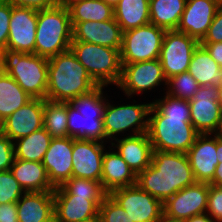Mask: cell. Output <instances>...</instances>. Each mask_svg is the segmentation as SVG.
<instances>
[{
	"label": "cell",
	"instance_id": "1",
	"mask_svg": "<svg viewBox=\"0 0 222 222\" xmlns=\"http://www.w3.org/2000/svg\"><path fill=\"white\" fill-rule=\"evenodd\" d=\"M147 135L153 150L186 154L199 135L191 124L189 102L168 94L152 102Z\"/></svg>",
	"mask_w": 222,
	"mask_h": 222
},
{
	"label": "cell",
	"instance_id": "2",
	"mask_svg": "<svg viewBox=\"0 0 222 222\" xmlns=\"http://www.w3.org/2000/svg\"><path fill=\"white\" fill-rule=\"evenodd\" d=\"M195 182L187 154L153 150L151 164L137 175L136 184L164 203Z\"/></svg>",
	"mask_w": 222,
	"mask_h": 222
},
{
	"label": "cell",
	"instance_id": "3",
	"mask_svg": "<svg viewBox=\"0 0 222 222\" xmlns=\"http://www.w3.org/2000/svg\"><path fill=\"white\" fill-rule=\"evenodd\" d=\"M97 86L71 50L48 59L47 100L69 102Z\"/></svg>",
	"mask_w": 222,
	"mask_h": 222
},
{
	"label": "cell",
	"instance_id": "4",
	"mask_svg": "<svg viewBox=\"0 0 222 222\" xmlns=\"http://www.w3.org/2000/svg\"><path fill=\"white\" fill-rule=\"evenodd\" d=\"M104 87L98 85L89 93L67 102V129L72 139L105 142L103 116L108 99L103 95Z\"/></svg>",
	"mask_w": 222,
	"mask_h": 222
},
{
	"label": "cell",
	"instance_id": "5",
	"mask_svg": "<svg viewBox=\"0 0 222 222\" xmlns=\"http://www.w3.org/2000/svg\"><path fill=\"white\" fill-rule=\"evenodd\" d=\"M0 70L10 75L33 99H46L48 59L5 49L0 53Z\"/></svg>",
	"mask_w": 222,
	"mask_h": 222
},
{
	"label": "cell",
	"instance_id": "6",
	"mask_svg": "<svg viewBox=\"0 0 222 222\" xmlns=\"http://www.w3.org/2000/svg\"><path fill=\"white\" fill-rule=\"evenodd\" d=\"M72 28L68 8L37 10L35 54L50 59L70 50Z\"/></svg>",
	"mask_w": 222,
	"mask_h": 222
},
{
	"label": "cell",
	"instance_id": "7",
	"mask_svg": "<svg viewBox=\"0 0 222 222\" xmlns=\"http://www.w3.org/2000/svg\"><path fill=\"white\" fill-rule=\"evenodd\" d=\"M70 50L97 85L119 84L122 75L120 49L72 41Z\"/></svg>",
	"mask_w": 222,
	"mask_h": 222
},
{
	"label": "cell",
	"instance_id": "8",
	"mask_svg": "<svg viewBox=\"0 0 222 222\" xmlns=\"http://www.w3.org/2000/svg\"><path fill=\"white\" fill-rule=\"evenodd\" d=\"M165 32V29L151 23L123 32L121 64L159 58Z\"/></svg>",
	"mask_w": 222,
	"mask_h": 222
},
{
	"label": "cell",
	"instance_id": "9",
	"mask_svg": "<svg viewBox=\"0 0 222 222\" xmlns=\"http://www.w3.org/2000/svg\"><path fill=\"white\" fill-rule=\"evenodd\" d=\"M152 103L115 106L107 103L103 120L106 142L117 134L131 129L132 134L147 133L149 110ZM147 117V118H146Z\"/></svg>",
	"mask_w": 222,
	"mask_h": 222
},
{
	"label": "cell",
	"instance_id": "10",
	"mask_svg": "<svg viewBox=\"0 0 222 222\" xmlns=\"http://www.w3.org/2000/svg\"><path fill=\"white\" fill-rule=\"evenodd\" d=\"M200 42L177 30H166L159 60L166 79L188 71L195 49Z\"/></svg>",
	"mask_w": 222,
	"mask_h": 222
},
{
	"label": "cell",
	"instance_id": "11",
	"mask_svg": "<svg viewBox=\"0 0 222 222\" xmlns=\"http://www.w3.org/2000/svg\"><path fill=\"white\" fill-rule=\"evenodd\" d=\"M109 195L134 222H157L163 213V203L137 184L112 190Z\"/></svg>",
	"mask_w": 222,
	"mask_h": 222
},
{
	"label": "cell",
	"instance_id": "12",
	"mask_svg": "<svg viewBox=\"0 0 222 222\" xmlns=\"http://www.w3.org/2000/svg\"><path fill=\"white\" fill-rule=\"evenodd\" d=\"M167 83L159 58L149 61L122 64V75L117 87L130 98Z\"/></svg>",
	"mask_w": 222,
	"mask_h": 222
},
{
	"label": "cell",
	"instance_id": "13",
	"mask_svg": "<svg viewBox=\"0 0 222 222\" xmlns=\"http://www.w3.org/2000/svg\"><path fill=\"white\" fill-rule=\"evenodd\" d=\"M218 87L200 86L194 97L189 100L191 124L199 134H215L222 110L219 106Z\"/></svg>",
	"mask_w": 222,
	"mask_h": 222
},
{
	"label": "cell",
	"instance_id": "14",
	"mask_svg": "<svg viewBox=\"0 0 222 222\" xmlns=\"http://www.w3.org/2000/svg\"><path fill=\"white\" fill-rule=\"evenodd\" d=\"M209 183L195 182L168 198L163 203V213L182 220L204 214L208 205Z\"/></svg>",
	"mask_w": 222,
	"mask_h": 222
},
{
	"label": "cell",
	"instance_id": "15",
	"mask_svg": "<svg viewBox=\"0 0 222 222\" xmlns=\"http://www.w3.org/2000/svg\"><path fill=\"white\" fill-rule=\"evenodd\" d=\"M37 10L12 6L6 49L35 54Z\"/></svg>",
	"mask_w": 222,
	"mask_h": 222
},
{
	"label": "cell",
	"instance_id": "16",
	"mask_svg": "<svg viewBox=\"0 0 222 222\" xmlns=\"http://www.w3.org/2000/svg\"><path fill=\"white\" fill-rule=\"evenodd\" d=\"M44 99H32L2 122V133L11 141L43 128Z\"/></svg>",
	"mask_w": 222,
	"mask_h": 222
},
{
	"label": "cell",
	"instance_id": "17",
	"mask_svg": "<svg viewBox=\"0 0 222 222\" xmlns=\"http://www.w3.org/2000/svg\"><path fill=\"white\" fill-rule=\"evenodd\" d=\"M104 147L101 142L73 139L72 177L101 181Z\"/></svg>",
	"mask_w": 222,
	"mask_h": 222
},
{
	"label": "cell",
	"instance_id": "18",
	"mask_svg": "<svg viewBox=\"0 0 222 222\" xmlns=\"http://www.w3.org/2000/svg\"><path fill=\"white\" fill-rule=\"evenodd\" d=\"M72 150L73 139L71 137L52 138L49 148L44 154L42 164L55 188L62 186L72 177Z\"/></svg>",
	"mask_w": 222,
	"mask_h": 222
},
{
	"label": "cell",
	"instance_id": "19",
	"mask_svg": "<svg viewBox=\"0 0 222 222\" xmlns=\"http://www.w3.org/2000/svg\"><path fill=\"white\" fill-rule=\"evenodd\" d=\"M199 134L187 151V156L196 182L209 183L219 163L217 157V136Z\"/></svg>",
	"mask_w": 222,
	"mask_h": 222
},
{
	"label": "cell",
	"instance_id": "20",
	"mask_svg": "<svg viewBox=\"0 0 222 222\" xmlns=\"http://www.w3.org/2000/svg\"><path fill=\"white\" fill-rule=\"evenodd\" d=\"M218 9V0H187L176 30L200 42L206 35Z\"/></svg>",
	"mask_w": 222,
	"mask_h": 222
},
{
	"label": "cell",
	"instance_id": "21",
	"mask_svg": "<svg viewBox=\"0 0 222 222\" xmlns=\"http://www.w3.org/2000/svg\"><path fill=\"white\" fill-rule=\"evenodd\" d=\"M71 24L73 27L72 41L121 49L123 32L115 18L107 21H85Z\"/></svg>",
	"mask_w": 222,
	"mask_h": 222
},
{
	"label": "cell",
	"instance_id": "22",
	"mask_svg": "<svg viewBox=\"0 0 222 222\" xmlns=\"http://www.w3.org/2000/svg\"><path fill=\"white\" fill-rule=\"evenodd\" d=\"M114 140L117 144L111 142V146L118 149L116 152L136 175L150 166L153 148L147 133L131 134L122 139L116 138Z\"/></svg>",
	"mask_w": 222,
	"mask_h": 222
},
{
	"label": "cell",
	"instance_id": "23",
	"mask_svg": "<svg viewBox=\"0 0 222 222\" xmlns=\"http://www.w3.org/2000/svg\"><path fill=\"white\" fill-rule=\"evenodd\" d=\"M10 172L25 192L54 191L42 162L14 159Z\"/></svg>",
	"mask_w": 222,
	"mask_h": 222
},
{
	"label": "cell",
	"instance_id": "24",
	"mask_svg": "<svg viewBox=\"0 0 222 222\" xmlns=\"http://www.w3.org/2000/svg\"><path fill=\"white\" fill-rule=\"evenodd\" d=\"M101 183L110 193L121 187L136 185L137 175L127 165L123 158L115 151L104 152Z\"/></svg>",
	"mask_w": 222,
	"mask_h": 222
},
{
	"label": "cell",
	"instance_id": "25",
	"mask_svg": "<svg viewBox=\"0 0 222 222\" xmlns=\"http://www.w3.org/2000/svg\"><path fill=\"white\" fill-rule=\"evenodd\" d=\"M16 203L22 222H43L54 214L53 191L25 192Z\"/></svg>",
	"mask_w": 222,
	"mask_h": 222
},
{
	"label": "cell",
	"instance_id": "26",
	"mask_svg": "<svg viewBox=\"0 0 222 222\" xmlns=\"http://www.w3.org/2000/svg\"><path fill=\"white\" fill-rule=\"evenodd\" d=\"M99 208L88 197L54 195V214L58 222H80L98 216Z\"/></svg>",
	"mask_w": 222,
	"mask_h": 222
},
{
	"label": "cell",
	"instance_id": "27",
	"mask_svg": "<svg viewBox=\"0 0 222 222\" xmlns=\"http://www.w3.org/2000/svg\"><path fill=\"white\" fill-rule=\"evenodd\" d=\"M188 72L200 86L220 87L222 85V68L202 45L195 49Z\"/></svg>",
	"mask_w": 222,
	"mask_h": 222
},
{
	"label": "cell",
	"instance_id": "28",
	"mask_svg": "<svg viewBox=\"0 0 222 222\" xmlns=\"http://www.w3.org/2000/svg\"><path fill=\"white\" fill-rule=\"evenodd\" d=\"M150 0H120L114 8V18L122 32L150 23Z\"/></svg>",
	"mask_w": 222,
	"mask_h": 222
},
{
	"label": "cell",
	"instance_id": "29",
	"mask_svg": "<svg viewBox=\"0 0 222 222\" xmlns=\"http://www.w3.org/2000/svg\"><path fill=\"white\" fill-rule=\"evenodd\" d=\"M187 0H150V23L165 30H176Z\"/></svg>",
	"mask_w": 222,
	"mask_h": 222
},
{
	"label": "cell",
	"instance_id": "30",
	"mask_svg": "<svg viewBox=\"0 0 222 222\" xmlns=\"http://www.w3.org/2000/svg\"><path fill=\"white\" fill-rule=\"evenodd\" d=\"M32 99L10 75L0 70L1 122Z\"/></svg>",
	"mask_w": 222,
	"mask_h": 222
},
{
	"label": "cell",
	"instance_id": "31",
	"mask_svg": "<svg viewBox=\"0 0 222 222\" xmlns=\"http://www.w3.org/2000/svg\"><path fill=\"white\" fill-rule=\"evenodd\" d=\"M51 139V135L41 128L26 137L15 140L13 142L15 159L42 162Z\"/></svg>",
	"mask_w": 222,
	"mask_h": 222
},
{
	"label": "cell",
	"instance_id": "32",
	"mask_svg": "<svg viewBox=\"0 0 222 222\" xmlns=\"http://www.w3.org/2000/svg\"><path fill=\"white\" fill-rule=\"evenodd\" d=\"M54 195H76L88 197L98 208L109 193L104 189L101 181L71 177L62 186L56 187Z\"/></svg>",
	"mask_w": 222,
	"mask_h": 222
},
{
	"label": "cell",
	"instance_id": "33",
	"mask_svg": "<svg viewBox=\"0 0 222 222\" xmlns=\"http://www.w3.org/2000/svg\"><path fill=\"white\" fill-rule=\"evenodd\" d=\"M71 23L107 21L114 18V9L102 0H81L68 7Z\"/></svg>",
	"mask_w": 222,
	"mask_h": 222
},
{
	"label": "cell",
	"instance_id": "34",
	"mask_svg": "<svg viewBox=\"0 0 222 222\" xmlns=\"http://www.w3.org/2000/svg\"><path fill=\"white\" fill-rule=\"evenodd\" d=\"M67 102H55L44 99L43 128L52 138L68 136Z\"/></svg>",
	"mask_w": 222,
	"mask_h": 222
},
{
	"label": "cell",
	"instance_id": "35",
	"mask_svg": "<svg viewBox=\"0 0 222 222\" xmlns=\"http://www.w3.org/2000/svg\"><path fill=\"white\" fill-rule=\"evenodd\" d=\"M166 85L169 89L166 94L187 101L194 97V94L200 87L198 82L188 71L168 78Z\"/></svg>",
	"mask_w": 222,
	"mask_h": 222
},
{
	"label": "cell",
	"instance_id": "36",
	"mask_svg": "<svg viewBox=\"0 0 222 222\" xmlns=\"http://www.w3.org/2000/svg\"><path fill=\"white\" fill-rule=\"evenodd\" d=\"M24 193L10 170L0 172V204L17 202Z\"/></svg>",
	"mask_w": 222,
	"mask_h": 222
},
{
	"label": "cell",
	"instance_id": "37",
	"mask_svg": "<svg viewBox=\"0 0 222 222\" xmlns=\"http://www.w3.org/2000/svg\"><path fill=\"white\" fill-rule=\"evenodd\" d=\"M98 215L101 222H134L110 195L99 206Z\"/></svg>",
	"mask_w": 222,
	"mask_h": 222
},
{
	"label": "cell",
	"instance_id": "38",
	"mask_svg": "<svg viewBox=\"0 0 222 222\" xmlns=\"http://www.w3.org/2000/svg\"><path fill=\"white\" fill-rule=\"evenodd\" d=\"M206 213H208L215 222H222V186L209 184Z\"/></svg>",
	"mask_w": 222,
	"mask_h": 222
},
{
	"label": "cell",
	"instance_id": "39",
	"mask_svg": "<svg viewBox=\"0 0 222 222\" xmlns=\"http://www.w3.org/2000/svg\"><path fill=\"white\" fill-rule=\"evenodd\" d=\"M15 159L14 144L2 132L0 133V172L10 170Z\"/></svg>",
	"mask_w": 222,
	"mask_h": 222
},
{
	"label": "cell",
	"instance_id": "40",
	"mask_svg": "<svg viewBox=\"0 0 222 222\" xmlns=\"http://www.w3.org/2000/svg\"><path fill=\"white\" fill-rule=\"evenodd\" d=\"M10 18L11 4L0 0V53L7 47Z\"/></svg>",
	"mask_w": 222,
	"mask_h": 222
},
{
	"label": "cell",
	"instance_id": "41",
	"mask_svg": "<svg viewBox=\"0 0 222 222\" xmlns=\"http://www.w3.org/2000/svg\"><path fill=\"white\" fill-rule=\"evenodd\" d=\"M222 42V9L219 8L212 20L210 27L200 43Z\"/></svg>",
	"mask_w": 222,
	"mask_h": 222
},
{
	"label": "cell",
	"instance_id": "42",
	"mask_svg": "<svg viewBox=\"0 0 222 222\" xmlns=\"http://www.w3.org/2000/svg\"><path fill=\"white\" fill-rule=\"evenodd\" d=\"M12 6L33 8L36 10L49 9L56 6V0H3Z\"/></svg>",
	"mask_w": 222,
	"mask_h": 222
},
{
	"label": "cell",
	"instance_id": "43",
	"mask_svg": "<svg viewBox=\"0 0 222 222\" xmlns=\"http://www.w3.org/2000/svg\"><path fill=\"white\" fill-rule=\"evenodd\" d=\"M18 220L17 203L0 204V222H15Z\"/></svg>",
	"mask_w": 222,
	"mask_h": 222
},
{
	"label": "cell",
	"instance_id": "44",
	"mask_svg": "<svg viewBox=\"0 0 222 222\" xmlns=\"http://www.w3.org/2000/svg\"><path fill=\"white\" fill-rule=\"evenodd\" d=\"M222 68V42L218 43H200Z\"/></svg>",
	"mask_w": 222,
	"mask_h": 222
},
{
	"label": "cell",
	"instance_id": "45",
	"mask_svg": "<svg viewBox=\"0 0 222 222\" xmlns=\"http://www.w3.org/2000/svg\"><path fill=\"white\" fill-rule=\"evenodd\" d=\"M209 184L222 186V162L218 163L213 179L209 182Z\"/></svg>",
	"mask_w": 222,
	"mask_h": 222
},
{
	"label": "cell",
	"instance_id": "46",
	"mask_svg": "<svg viewBox=\"0 0 222 222\" xmlns=\"http://www.w3.org/2000/svg\"><path fill=\"white\" fill-rule=\"evenodd\" d=\"M184 222H215L207 213L195 215Z\"/></svg>",
	"mask_w": 222,
	"mask_h": 222
},
{
	"label": "cell",
	"instance_id": "47",
	"mask_svg": "<svg viewBox=\"0 0 222 222\" xmlns=\"http://www.w3.org/2000/svg\"><path fill=\"white\" fill-rule=\"evenodd\" d=\"M157 222H184L182 219L170 217L164 213L160 216V219Z\"/></svg>",
	"mask_w": 222,
	"mask_h": 222
},
{
	"label": "cell",
	"instance_id": "48",
	"mask_svg": "<svg viewBox=\"0 0 222 222\" xmlns=\"http://www.w3.org/2000/svg\"><path fill=\"white\" fill-rule=\"evenodd\" d=\"M81 0H56V5L64 8H68L73 3L78 2Z\"/></svg>",
	"mask_w": 222,
	"mask_h": 222
},
{
	"label": "cell",
	"instance_id": "49",
	"mask_svg": "<svg viewBox=\"0 0 222 222\" xmlns=\"http://www.w3.org/2000/svg\"><path fill=\"white\" fill-rule=\"evenodd\" d=\"M217 157L219 163L222 162V139L217 137Z\"/></svg>",
	"mask_w": 222,
	"mask_h": 222
},
{
	"label": "cell",
	"instance_id": "50",
	"mask_svg": "<svg viewBox=\"0 0 222 222\" xmlns=\"http://www.w3.org/2000/svg\"><path fill=\"white\" fill-rule=\"evenodd\" d=\"M215 135H216L218 138L222 139V116H221V118H220V122H219L218 128H217V130H216V132H215Z\"/></svg>",
	"mask_w": 222,
	"mask_h": 222
},
{
	"label": "cell",
	"instance_id": "51",
	"mask_svg": "<svg viewBox=\"0 0 222 222\" xmlns=\"http://www.w3.org/2000/svg\"><path fill=\"white\" fill-rule=\"evenodd\" d=\"M217 99H218L219 106L221 107V110H222V85L218 87Z\"/></svg>",
	"mask_w": 222,
	"mask_h": 222
},
{
	"label": "cell",
	"instance_id": "52",
	"mask_svg": "<svg viewBox=\"0 0 222 222\" xmlns=\"http://www.w3.org/2000/svg\"><path fill=\"white\" fill-rule=\"evenodd\" d=\"M109 6H111L113 9L117 6L120 0H102Z\"/></svg>",
	"mask_w": 222,
	"mask_h": 222
},
{
	"label": "cell",
	"instance_id": "53",
	"mask_svg": "<svg viewBox=\"0 0 222 222\" xmlns=\"http://www.w3.org/2000/svg\"><path fill=\"white\" fill-rule=\"evenodd\" d=\"M80 222H101V221H100V218H99V215H98L95 218H91V219L80 221Z\"/></svg>",
	"mask_w": 222,
	"mask_h": 222
},
{
	"label": "cell",
	"instance_id": "54",
	"mask_svg": "<svg viewBox=\"0 0 222 222\" xmlns=\"http://www.w3.org/2000/svg\"><path fill=\"white\" fill-rule=\"evenodd\" d=\"M43 222H58V221H57L55 214H53L50 218H48L47 220H45Z\"/></svg>",
	"mask_w": 222,
	"mask_h": 222
},
{
	"label": "cell",
	"instance_id": "55",
	"mask_svg": "<svg viewBox=\"0 0 222 222\" xmlns=\"http://www.w3.org/2000/svg\"><path fill=\"white\" fill-rule=\"evenodd\" d=\"M218 2H219V8L222 9V0H218Z\"/></svg>",
	"mask_w": 222,
	"mask_h": 222
},
{
	"label": "cell",
	"instance_id": "56",
	"mask_svg": "<svg viewBox=\"0 0 222 222\" xmlns=\"http://www.w3.org/2000/svg\"><path fill=\"white\" fill-rule=\"evenodd\" d=\"M2 132V122L0 121V133Z\"/></svg>",
	"mask_w": 222,
	"mask_h": 222
}]
</instances>
